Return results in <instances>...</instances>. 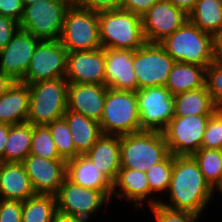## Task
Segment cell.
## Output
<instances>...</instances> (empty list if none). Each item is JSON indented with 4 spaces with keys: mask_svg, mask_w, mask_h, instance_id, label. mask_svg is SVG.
I'll list each match as a JSON object with an SVG mask.
<instances>
[{
    "mask_svg": "<svg viewBox=\"0 0 222 222\" xmlns=\"http://www.w3.org/2000/svg\"><path fill=\"white\" fill-rule=\"evenodd\" d=\"M162 206L180 211H189L202 216L214 199V190L206 182L197 162L192 156H174L171 182Z\"/></svg>",
    "mask_w": 222,
    "mask_h": 222,
    "instance_id": "obj_1",
    "label": "cell"
},
{
    "mask_svg": "<svg viewBox=\"0 0 222 222\" xmlns=\"http://www.w3.org/2000/svg\"><path fill=\"white\" fill-rule=\"evenodd\" d=\"M98 18L102 48L135 51L146 43L140 15L117 9L98 12Z\"/></svg>",
    "mask_w": 222,
    "mask_h": 222,
    "instance_id": "obj_2",
    "label": "cell"
},
{
    "mask_svg": "<svg viewBox=\"0 0 222 222\" xmlns=\"http://www.w3.org/2000/svg\"><path fill=\"white\" fill-rule=\"evenodd\" d=\"M159 44L175 62L207 68L214 61L212 35L200 30L189 20Z\"/></svg>",
    "mask_w": 222,
    "mask_h": 222,
    "instance_id": "obj_3",
    "label": "cell"
},
{
    "mask_svg": "<svg viewBox=\"0 0 222 222\" xmlns=\"http://www.w3.org/2000/svg\"><path fill=\"white\" fill-rule=\"evenodd\" d=\"M169 154L162 132L142 130L120 136L121 168L146 172Z\"/></svg>",
    "mask_w": 222,
    "mask_h": 222,
    "instance_id": "obj_4",
    "label": "cell"
},
{
    "mask_svg": "<svg viewBox=\"0 0 222 222\" xmlns=\"http://www.w3.org/2000/svg\"><path fill=\"white\" fill-rule=\"evenodd\" d=\"M27 122L47 125L63 117L67 111L68 81L65 78L31 83Z\"/></svg>",
    "mask_w": 222,
    "mask_h": 222,
    "instance_id": "obj_5",
    "label": "cell"
},
{
    "mask_svg": "<svg viewBox=\"0 0 222 222\" xmlns=\"http://www.w3.org/2000/svg\"><path fill=\"white\" fill-rule=\"evenodd\" d=\"M99 124L103 135L122 136L142 131L136 92L108 88Z\"/></svg>",
    "mask_w": 222,
    "mask_h": 222,
    "instance_id": "obj_6",
    "label": "cell"
},
{
    "mask_svg": "<svg viewBox=\"0 0 222 222\" xmlns=\"http://www.w3.org/2000/svg\"><path fill=\"white\" fill-rule=\"evenodd\" d=\"M72 0H39L24 6L19 27L40 40H59Z\"/></svg>",
    "mask_w": 222,
    "mask_h": 222,
    "instance_id": "obj_7",
    "label": "cell"
},
{
    "mask_svg": "<svg viewBox=\"0 0 222 222\" xmlns=\"http://www.w3.org/2000/svg\"><path fill=\"white\" fill-rule=\"evenodd\" d=\"M59 41L68 52L100 49L98 13L71 4Z\"/></svg>",
    "mask_w": 222,
    "mask_h": 222,
    "instance_id": "obj_8",
    "label": "cell"
},
{
    "mask_svg": "<svg viewBox=\"0 0 222 222\" xmlns=\"http://www.w3.org/2000/svg\"><path fill=\"white\" fill-rule=\"evenodd\" d=\"M141 130L162 132L174 117V96L165 86L136 91Z\"/></svg>",
    "mask_w": 222,
    "mask_h": 222,
    "instance_id": "obj_9",
    "label": "cell"
},
{
    "mask_svg": "<svg viewBox=\"0 0 222 222\" xmlns=\"http://www.w3.org/2000/svg\"><path fill=\"white\" fill-rule=\"evenodd\" d=\"M174 63V59L159 43L146 42L133 51V69L138 89L165 86Z\"/></svg>",
    "mask_w": 222,
    "mask_h": 222,
    "instance_id": "obj_10",
    "label": "cell"
},
{
    "mask_svg": "<svg viewBox=\"0 0 222 222\" xmlns=\"http://www.w3.org/2000/svg\"><path fill=\"white\" fill-rule=\"evenodd\" d=\"M210 115L174 116L162 131L169 153L192 156L201 148Z\"/></svg>",
    "mask_w": 222,
    "mask_h": 222,
    "instance_id": "obj_11",
    "label": "cell"
},
{
    "mask_svg": "<svg viewBox=\"0 0 222 222\" xmlns=\"http://www.w3.org/2000/svg\"><path fill=\"white\" fill-rule=\"evenodd\" d=\"M55 198L57 212L88 221L99 213L101 208H106L105 206L111 203L101 191L79 186L67 178L64 179Z\"/></svg>",
    "mask_w": 222,
    "mask_h": 222,
    "instance_id": "obj_12",
    "label": "cell"
},
{
    "mask_svg": "<svg viewBox=\"0 0 222 222\" xmlns=\"http://www.w3.org/2000/svg\"><path fill=\"white\" fill-rule=\"evenodd\" d=\"M67 54L68 51L59 40H40L21 82L31 84L65 78Z\"/></svg>",
    "mask_w": 222,
    "mask_h": 222,
    "instance_id": "obj_13",
    "label": "cell"
},
{
    "mask_svg": "<svg viewBox=\"0 0 222 222\" xmlns=\"http://www.w3.org/2000/svg\"><path fill=\"white\" fill-rule=\"evenodd\" d=\"M141 19L145 41L159 43L179 29L188 20V15L168 0H164L155 3Z\"/></svg>",
    "mask_w": 222,
    "mask_h": 222,
    "instance_id": "obj_14",
    "label": "cell"
},
{
    "mask_svg": "<svg viewBox=\"0 0 222 222\" xmlns=\"http://www.w3.org/2000/svg\"><path fill=\"white\" fill-rule=\"evenodd\" d=\"M36 194L55 195L66 178L64 159H45L28 154L22 161Z\"/></svg>",
    "mask_w": 222,
    "mask_h": 222,
    "instance_id": "obj_15",
    "label": "cell"
},
{
    "mask_svg": "<svg viewBox=\"0 0 222 222\" xmlns=\"http://www.w3.org/2000/svg\"><path fill=\"white\" fill-rule=\"evenodd\" d=\"M40 39L19 29L0 51V70L14 81H22Z\"/></svg>",
    "mask_w": 222,
    "mask_h": 222,
    "instance_id": "obj_16",
    "label": "cell"
},
{
    "mask_svg": "<svg viewBox=\"0 0 222 222\" xmlns=\"http://www.w3.org/2000/svg\"><path fill=\"white\" fill-rule=\"evenodd\" d=\"M65 79L68 83L105 85V49L68 52Z\"/></svg>",
    "mask_w": 222,
    "mask_h": 222,
    "instance_id": "obj_17",
    "label": "cell"
},
{
    "mask_svg": "<svg viewBox=\"0 0 222 222\" xmlns=\"http://www.w3.org/2000/svg\"><path fill=\"white\" fill-rule=\"evenodd\" d=\"M107 89L101 84L68 83L67 110L100 122Z\"/></svg>",
    "mask_w": 222,
    "mask_h": 222,
    "instance_id": "obj_18",
    "label": "cell"
},
{
    "mask_svg": "<svg viewBox=\"0 0 222 222\" xmlns=\"http://www.w3.org/2000/svg\"><path fill=\"white\" fill-rule=\"evenodd\" d=\"M105 85L117 90H138L132 50L105 49Z\"/></svg>",
    "mask_w": 222,
    "mask_h": 222,
    "instance_id": "obj_19",
    "label": "cell"
},
{
    "mask_svg": "<svg viewBox=\"0 0 222 222\" xmlns=\"http://www.w3.org/2000/svg\"><path fill=\"white\" fill-rule=\"evenodd\" d=\"M114 196L120 201L123 199L128 200V203L132 202L136 212L141 208L144 210V203L148 204L147 207H150V189L146 173L134 169L120 168L116 180L112 183L111 201Z\"/></svg>",
    "mask_w": 222,
    "mask_h": 222,
    "instance_id": "obj_20",
    "label": "cell"
},
{
    "mask_svg": "<svg viewBox=\"0 0 222 222\" xmlns=\"http://www.w3.org/2000/svg\"><path fill=\"white\" fill-rule=\"evenodd\" d=\"M66 178L79 186L101 191L111 201L112 182L85 155L67 161Z\"/></svg>",
    "mask_w": 222,
    "mask_h": 222,
    "instance_id": "obj_21",
    "label": "cell"
},
{
    "mask_svg": "<svg viewBox=\"0 0 222 222\" xmlns=\"http://www.w3.org/2000/svg\"><path fill=\"white\" fill-rule=\"evenodd\" d=\"M35 194L22 163L0 162V199L24 202Z\"/></svg>",
    "mask_w": 222,
    "mask_h": 222,
    "instance_id": "obj_22",
    "label": "cell"
},
{
    "mask_svg": "<svg viewBox=\"0 0 222 222\" xmlns=\"http://www.w3.org/2000/svg\"><path fill=\"white\" fill-rule=\"evenodd\" d=\"M29 103V85L21 81H15L0 97V123L11 126L27 122Z\"/></svg>",
    "mask_w": 222,
    "mask_h": 222,
    "instance_id": "obj_23",
    "label": "cell"
},
{
    "mask_svg": "<svg viewBox=\"0 0 222 222\" xmlns=\"http://www.w3.org/2000/svg\"><path fill=\"white\" fill-rule=\"evenodd\" d=\"M85 156L113 183L121 168L120 136L102 134Z\"/></svg>",
    "mask_w": 222,
    "mask_h": 222,
    "instance_id": "obj_24",
    "label": "cell"
},
{
    "mask_svg": "<svg viewBox=\"0 0 222 222\" xmlns=\"http://www.w3.org/2000/svg\"><path fill=\"white\" fill-rule=\"evenodd\" d=\"M63 118L70 129L76 152L85 155L102 135L99 122L70 110Z\"/></svg>",
    "mask_w": 222,
    "mask_h": 222,
    "instance_id": "obj_25",
    "label": "cell"
},
{
    "mask_svg": "<svg viewBox=\"0 0 222 222\" xmlns=\"http://www.w3.org/2000/svg\"><path fill=\"white\" fill-rule=\"evenodd\" d=\"M206 68L196 65L175 62L171 68L165 87L177 95L205 86Z\"/></svg>",
    "mask_w": 222,
    "mask_h": 222,
    "instance_id": "obj_26",
    "label": "cell"
},
{
    "mask_svg": "<svg viewBox=\"0 0 222 222\" xmlns=\"http://www.w3.org/2000/svg\"><path fill=\"white\" fill-rule=\"evenodd\" d=\"M217 108L206 85L174 95V116L211 115Z\"/></svg>",
    "mask_w": 222,
    "mask_h": 222,
    "instance_id": "obj_27",
    "label": "cell"
},
{
    "mask_svg": "<svg viewBox=\"0 0 222 222\" xmlns=\"http://www.w3.org/2000/svg\"><path fill=\"white\" fill-rule=\"evenodd\" d=\"M33 124L24 122L9 125V135L5 145L4 162L22 163L30 153Z\"/></svg>",
    "mask_w": 222,
    "mask_h": 222,
    "instance_id": "obj_28",
    "label": "cell"
},
{
    "mask_svg": "<svg viewBox=\"0 0 222 222\" xmlns=\"http://www.w3.org/2000/svg\"><path fill=\"white\" fill-rule=\"evenodd\" d=\"M188 20L212 35L222 26V0H197Z\"/></svg>",
    "mask_w": 222,
    "mask_h": 222,
    "instance_id": "obj_29",
    "label": "cell"
},
{
    "mask_svg": "<svg viewBox=\"0 0 222 222\" xmlns=\"http://www.w3.org/2000/svg\"><path fill=\"white\" fill-rule=\"evenodd\" d=\"M57 213L52 194H35L23 202L22 222H52Z\"/></svg>",
    "mask_w": 222,
    "mask_h": 222,
    "instance_id": "obj_30",
    "label": "cell"
},
{
    "mask_svg": "<svg viewBox=\"0 0 222 222\" xmlns=\"http://www.w3.org/2000/svg\"><path fill=\"white\" fill-rule=\"evenodd\" d=\"M173 171V155L169 154L163 161L153 165L145 173L150 189V206L157 204L165 196L163 194L168 191ZM159 197H156V195ZM163 197V198H162ZM157 198V199H155ZM159 199V200H158Z\"/></svg>",
    "mask_w": 222,
    "mask_h": 222,
    "instance_id": "obj_31",
    "label": "cell"
},
{
    "mask_svg": "<svg viewBox=\"0 0 222 222\" xmlns=\"http://www.w3.org/2000/svg\"><path fill=\"white\" fill-rule=\"evenodd\" d=\"M192 157L206 182L214 190L222 179V150L200 148Z\"/></svg>",
    "mask_w": 222,
    "mask_h": 222,
    "instance_id": "obj_32",
    "label": "cell"
},
{
    "mask_svg": "<svg viewBox=\"0 0 222 222\" xmlns=\"http://www.w3.org/2000/svg\"><path fill=\"white\" fill-rule=\"evenodd\" d=\"M46 126L51 132L58 154L62 159L68 161L79 156L76 152L68 124L63 117Z\"/></svg>",
    "mask_w": 222,
    "mask_h": 222,
    "instance_id": "obj_33",
    "label": "cell"
},
{
    "mask_svg": "<svg viewBox=\"0 0 222 222\" xmlns=\"http://www.w3.org/2000/svg\"><path fill=\"white\" fill-rule=\"evenodd\" d=\"M45 159H62L48 127L45 125H33L30 153Z\"/></svg>",
    "mask_w": 222,
    "mask_h": 222,
    "instance_id": "obj_34",
    "label": "cell"
},
{
    "mask_svg": "<svg viewBox=\"0 0 222 222\" xmlns=\"http://www.w3.org/2000/svg\"><path fill=\"white\" fill-rule=\"evenodd\" d=\"M201 148L222 150V107H218L210 115Z\"/></svg>",
    "mask_w": 222,
    "mask_h": 222,
    "instance_id": "obj_35",
    "label": "cell"
},
{
    "mask_svg": "<svg viewBox=\"0 0 222 222\" xmlns=\"http://www.w3.org/2000/svg\"><path fill=\"white\" fill-rule=\"evenodd\" d=\"M155 222H197L201 215L189 211L172 210L157 203L150 206Z\"/></svg>",
    "mask_w": 222,
    "mask_h": 222,
    "instance_id": "obj_36",
    "label": "cell"
},
{
    "mask_svg": "<svg viewBox=\"0 0 222 222\" xmlns=\"http://www.w3.org/2000/svg\"><path fill=\"white\" fill-rule=\"evenodd\" d=\"M205 85L213 100L218 106L222 107V63L213 61L206 68Z\"/></svg>",
    "mask_w": 222,
    "mask_h": 222,
    "instance_id": "obj_37",
    "label": "cell"
},
{
    "mask_svg": "<svg viewBox=\"0 0 222 222\" xmlns=\"http://www.w3.org/2000/svg\"><path fill=\"white\" fill-rule=\"evenodd\" d=\"M22 201L0 199V222H22Z\"/></svg>",
    "mask_w": 222,
    "mask_h": 222,
    "instance_id": "obj_38",
    "label": "cell"
},
{
    "mask_svg": "<svg viewBox=\"0 0 222 222\" xmlns=\"http://www.w3.org/2000/svg\"><path fill=\"white\" fill-rule=\"evenodd\" d=\"M72 4L98 13L120 9L121 0H72Z\"/></svg>",
    "mask_w": 222,
    "mask_h": 222,
    "instance_id": "obj_39",
    "label": "cell"
},
{
    "mask_svg": "<svg viewBox=\"0 0 222 222\" xmlns=\"http://www.w3.org/2000/svg\"><path fill=\"white\" fill-rule=\"evenodd\" d=\"M19 29L17 21L0 14V51L11 41Z\"/></svg>",
    "mask_w": 222,
    "mask_h": 222,
    "instance_id": "obj_40",
    "label": "cell"
},
{
    "mask_svg": "<svg viewBox=\"0 0 222 222\" xmlns=\"http://www.w3.org/2000/svg\"><path fill=\"white\" fill-rule=\"evenodd\" d=\"M24 12L22 0H0V14L21 21Z\"/></svg>",
    "mask_w": 222,
    "mask_h": 222,
    "instance_id": "obj_41",
    "label": "cell"
},
{
    "mask_svg": "<svg viewBox=\"0 0 222 222\" xmlns=\"http://www.w3.org/2000/svg\"><path fill=\"white\" fill-rule=\"evenodd\" d=\"M164 0H121L120 9L142 16L155 3Z\"/></svg>",
    "mask_w": 222,
    "mask_h": 222,
    "instance_id": "obj_42",
    "label": "cell"
},
{
    "mask_svg": "<svg viewBox=\"0 0 222 222\" xmlns=\"http://www.w3.org/2000/svg\"><path fill=\"white\" fill-rule=\"evenodd\" d=\"M212 52L214 61L222 63V26L212 34Z\"/></svg>",
    "mask_w": 222,
    "mask_h": 222,
    "instance_id": "obj_43",
    "label": "cell"
},
{
    "mask_svg": "<svg viewBox=\"0 0 222 222\" xmlns=\"http://www.w3.org/2000/svg\"><path fill=\"white\" fill-rule=\"evenodd\" d=\"M8 135L9 125L0 123V162H4V151Z\"/></svg>",
    "mask_w": 222,
    "mask_h": 222,
    "instance_id": "obj_44",
    "label": "cell"
},
{
    "mask_svg": "<svg viewBox=\"0 0 222 222\" xmlns=\"http://www.w3.org/2000/svg\"><path fill=\"white\" fill-rule=\"evenodd\" d=\"M177 8L183 10L187 15L194 9L197 0H168Z\"/></svg>",
    "mask_w": 222,
    "mask_h": 222,
    "instance_id": "obj_45",
    "label": "cell"
},
{
    "mask_svg": "<svg viewBox=\"0 0 222 222\" xmlns=\"http://www.w3.org/2000/svg\"><path fill=\"white\" fill-rule=\"evenodd\" d=\"M52 222H89V221L84 218L70 216L67 214L57 212Z\"/></svg>",
    "mask_w": 222,
    "mask_h": 222,
    "instance_id": "obj_46",
    "label": "cell"
},
{
    "mask_svg": "<svg viewBox=\"0 0 222 222\" xmlns=\"http://www.w3.org/2000/svg\"><path fill=\"white\" fill-rule=\"evenodd\" d=\"M14 80L0 70V97L14 84Z\"/></svg>",
    "mask_w": 222,
    "mask_h": 222,
    "instance_id": "obj_47",
    "label": "cell"
},
{
    "mask_svg": "<svg viewBox=\"0 0 222 222\" xmlns=\"http://www.w3.org/2000/svg\"><path fill=\"white\" fill-rule=\"evenodd\" d=\"M37 1H39V0H22V3L24 6H26V5L34 4Z\"/></svg>",
    "mask_w": 222,
    "mask_h": 222,
    "instance_id": "obj_48",
    "label": "cell"
},
{
    "mask_svg": "<svg viewBox=\"0 0 222 222\" xmlns=\"http://www.w3.org/2000/svg\"><path fill=\"white\" fill-rule=\"evenodd\" d=\"M217 191H218V192H222V179H221L220 183L218 184V186L214 189V194H215Z\"/></svg>",
    "mask_w": 222,
    "mask_h": 222,
    "instance_id": "obj_49",
    "label": "cell"
},
{
    "mask_svg": "<svg viewBox=\"0 0 222 222\" xmlns=\"http://www.w3.org/2000/svg\"><path fill=\"white\" fill-rule=\"evenodd\" d=\"M214 195H217V196H222V192H217L216 194H214Z\"/></svg>",
    "mask_w": 222,
    "mask_h": 222,
    "instance_id": "obj_50",
    "label": "cell"
}]
</instances>
